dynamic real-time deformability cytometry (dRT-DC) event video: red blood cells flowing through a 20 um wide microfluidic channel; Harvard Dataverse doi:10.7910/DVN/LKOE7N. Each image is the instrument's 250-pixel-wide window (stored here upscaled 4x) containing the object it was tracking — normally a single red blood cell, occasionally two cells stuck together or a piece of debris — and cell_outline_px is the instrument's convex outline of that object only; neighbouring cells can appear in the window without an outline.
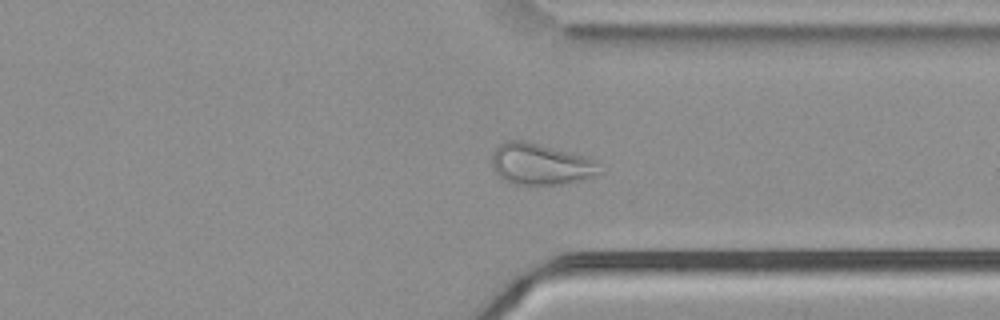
{"species": "common noctule bat (a hibernating species)", "species_latin": "Nyctalus noctula", "temperature_condition": "cold", "stored_images_in_passage": 57, "camera_frame_rate_fps": 3000, "um_per_image_px": 0.085, "animal": {"sex": "male", "body_mass_g": 21.5, "forearm_length_mm": 52.0}, "frame": {"image": 1, "passage_image": 43, "time_ms": 14.0, "image_size_px": [1000, 320], "cell_outline_px": [[600, 172], [596, 176], [580, 180], [560, 184], [508, 184], [492, 168], [492, 156], [496, 148], [500, 144], [508, 140], [524, 140], [588, 156], [600, 164]], "centroid_in_image_um": [45.96, 13.95], "position_along_channel_um": 365.4, "area_um2": 26.07}}
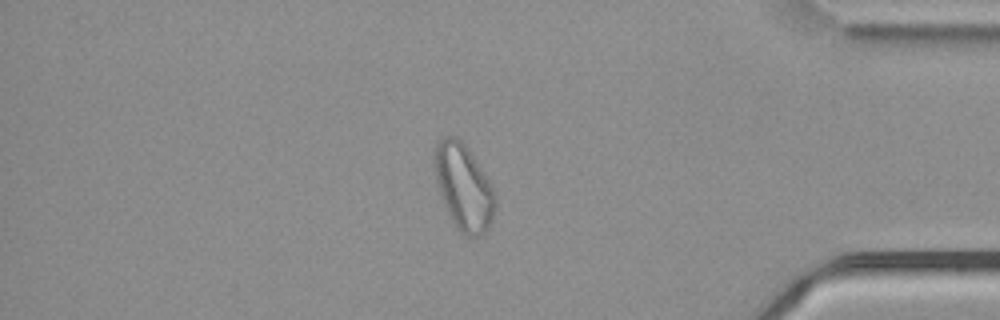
{"frame": {"image": 2, "passage_image": 48, "time_ms": 15.667, "image_size_px": [1000, 320], "cell_outline_px": [[496, 208], [492, 220], [488, 228], [480, 236], [468, 236], [456, 228], [444, 204], [436, 184], [432, 164], [436, 144], [444, 136], [456, 136], [468, 148], [496, 192]], "centroid_in_image_um": [39.4, 15.89], "position_along_channel_um": 395.8, "area_um2": 30.58}}